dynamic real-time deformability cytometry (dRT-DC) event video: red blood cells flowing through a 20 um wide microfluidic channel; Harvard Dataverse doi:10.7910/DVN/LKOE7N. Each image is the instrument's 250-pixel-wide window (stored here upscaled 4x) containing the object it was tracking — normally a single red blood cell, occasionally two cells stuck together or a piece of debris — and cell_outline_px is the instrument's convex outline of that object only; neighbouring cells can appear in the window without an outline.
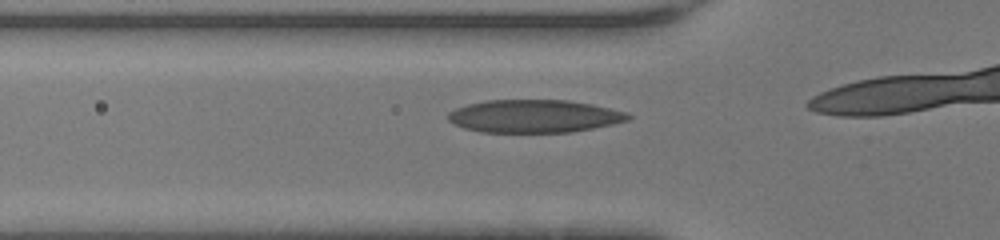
{"species": "human", "species_latin": "Homo sapiens", "temperature_condition": "warm", "stored_images_in_passage": 13, "camera_frame_rate_fps": 3000, "um_per_image_px": 0.085, "donor": {"sex": "female"}, "frame": {"image": 1, "passage_image": 9, "time_ms": 2.667, "image_size_px": [1000, 240], "cell_outline_px": [[632, 116], [628, 120], [612, 124], [572, 132], [480, 132], [464, 128], [452, 124], [448, 120], [448, 112], [456, 108], [468, 104], [488, 100], [568, 100], [592, 104], [628, 112]], "centroid_in_image_um": [45.4, 9.87], "position_along_channel_um": 80.4, "area_um2": 34.56}}
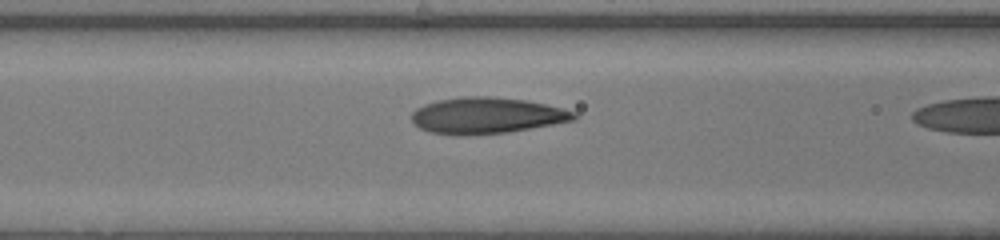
{"frame": {"image": 2, "passage_image": 12, "time_ms": 3.667, "image_size_px": [1000, 240], "cell_outline_px": [[576, 120], [508, 132], [464, 136], [456, 136], [428, 132], [412, 124], [412, 112], [416, 108], [424, 104], [436, 100], [460, 96], [488, 96], [524, 100], [564, 108], [576, 112]], "centroid_in_image_um": [41.31, 9.83], "position_along_channel_um": 125.3, "area_um2": 34.62}}